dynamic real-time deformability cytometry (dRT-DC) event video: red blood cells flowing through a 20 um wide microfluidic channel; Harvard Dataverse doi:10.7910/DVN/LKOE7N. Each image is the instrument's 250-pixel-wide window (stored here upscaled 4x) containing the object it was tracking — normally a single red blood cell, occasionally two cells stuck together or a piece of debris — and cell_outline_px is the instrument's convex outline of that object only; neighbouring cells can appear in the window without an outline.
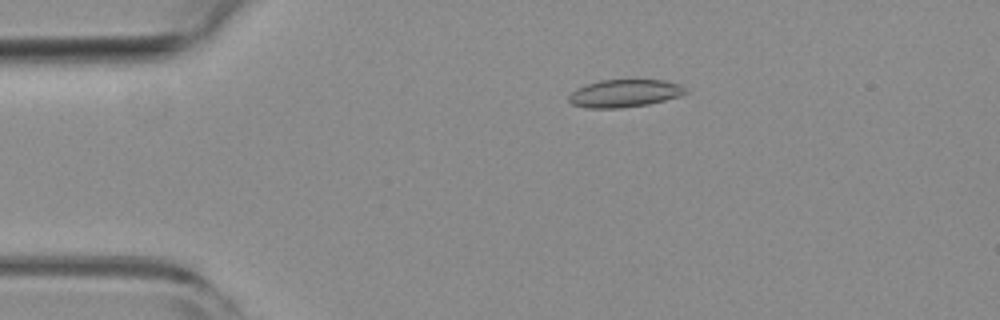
{"species": "common noctule bat (a hibernating species)", "species_latin": "Nyctalus noctula", "temperature_condition": "room temperature", "stored_images_in_passage": 51, "camera_frame_rate_fps": 3000, "um_per_image_px": 0.085, "animal": {"sex": "female", "body_mass_g": 19.3, "forearm_length_mm": 54.1}, "frame": {"image": 1, "passage_image": 7, "time_ms": 2.0, "image_size_px": [1000, 320], "cell_outline_px": [[688, 92], [680, 96], [648, 104], [620, 108], [584, 108], [572, 104], [568, 100], [568, 96], [576, 88], [600, 80], [664, 80], [680, 84], [688, 88]], "centroid_in_image_um": [53.1, 7.93], "position_along_channel_um": 31.9, "area_um2": 18.9}}
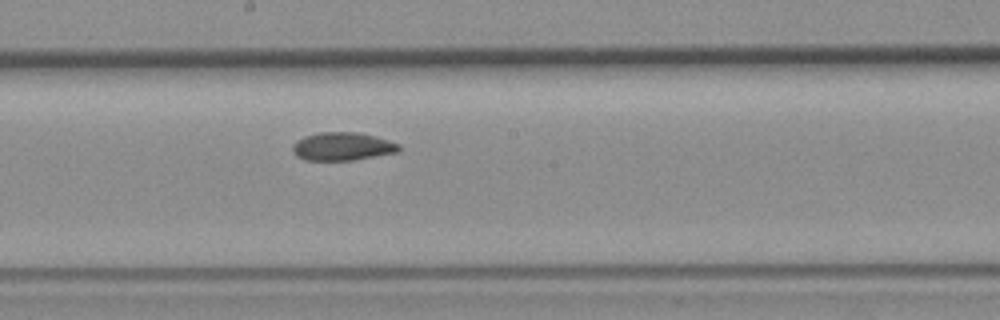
{"frame": {"image": 2, "passage_image": 25, "time_ms": 8.0, "image_size_px": [1000, 320], "cell_outline_px": [[400, 152], [352, 160], [304, 160], [296, 156], [292, 152], [292, 144], [296, 140], [304, 136], [320, 132], [356, 132], [376, 136], [400, 144]], "centroid_in_image_um": [29.09, 12.45], "position_along_channel_um": 219.1, "area_um2": 17.63}}
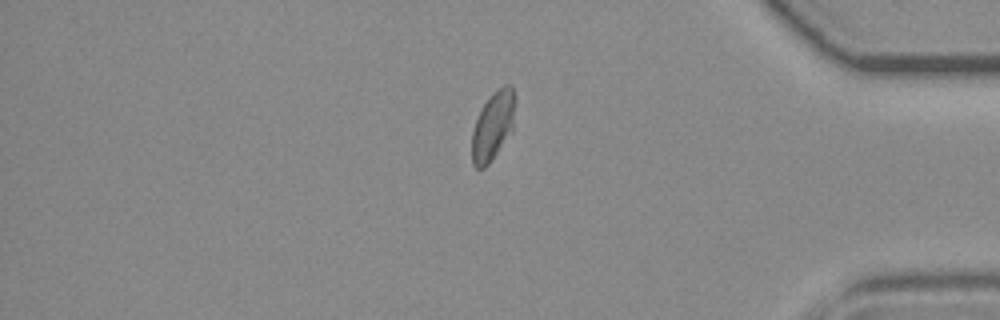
{"frame": {"image": 3, "passage_image": 41, "time_ms": 13.333, "image_size_px": [1000, 320], "cell_outline_px": [[512, 132], [488, 164], [484, 168], [476, 168], [472, 164], [472, 132], [476, 120], [484, 104], [492, 92], [504, 84], [512, 84]], "centroid_in_image_um": [41.85, 10.73], "position_along_channel_um": 393.3, "area_um2": 16.7}, "authors_computed_cell_mechanics": {"area_um2": 17.918, "velocity_mm_per_s": 3.8413, "shape_relaxation_time_tau1_ms": null, "shape_relaxation_time_tau2_ms": 2.6387, "deformation_change_tau1": null, "deformation_change_tau2": 0.0604}}